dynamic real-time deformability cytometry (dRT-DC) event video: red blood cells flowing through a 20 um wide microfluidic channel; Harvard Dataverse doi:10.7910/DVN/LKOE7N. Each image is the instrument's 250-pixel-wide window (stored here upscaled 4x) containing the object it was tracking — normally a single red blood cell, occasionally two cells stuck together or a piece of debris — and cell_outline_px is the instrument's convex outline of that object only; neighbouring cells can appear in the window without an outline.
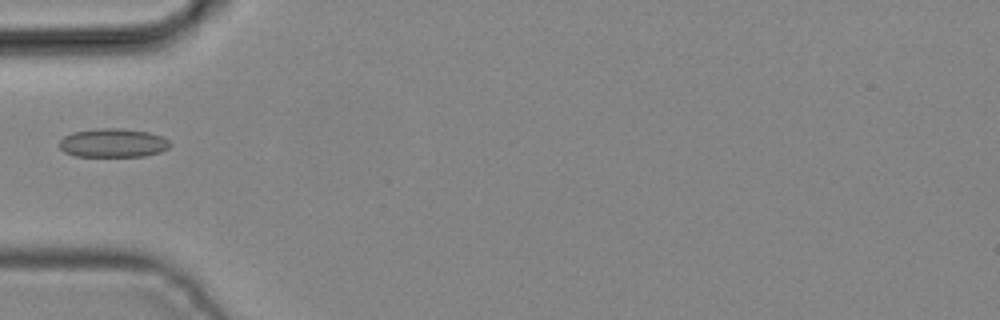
{"species": "common noctule bat (a hibernating species)", "species_latin": "Nyctalus noctula", "temperature_condition": "cold", "stored_images_in_passage": 4, "camera_frame_rate_fps": 3000, "um_per_image_px": 0.085, "animal": {"sex": "male", "body_mass_g": 19.2, "forearm_length_mm": 51.8}, "frame": {"image": 1, "passage_image": 4, "time_ms": 1.0, "image_size_px": [1000, 320], "cell_outline_px": [[172, 144], [168, 148], [160, 152], [144, 156], [76, 156], [64, 152], [60, 148], [60, 140], [64, 136], [72, 132], [96, 128], [120, 128], [148, 132], [164, 136]], "centroid_in_image_um": [9.62, 12.14], "position_along_channel_um": 75.4, "area_um2": 18.67}}